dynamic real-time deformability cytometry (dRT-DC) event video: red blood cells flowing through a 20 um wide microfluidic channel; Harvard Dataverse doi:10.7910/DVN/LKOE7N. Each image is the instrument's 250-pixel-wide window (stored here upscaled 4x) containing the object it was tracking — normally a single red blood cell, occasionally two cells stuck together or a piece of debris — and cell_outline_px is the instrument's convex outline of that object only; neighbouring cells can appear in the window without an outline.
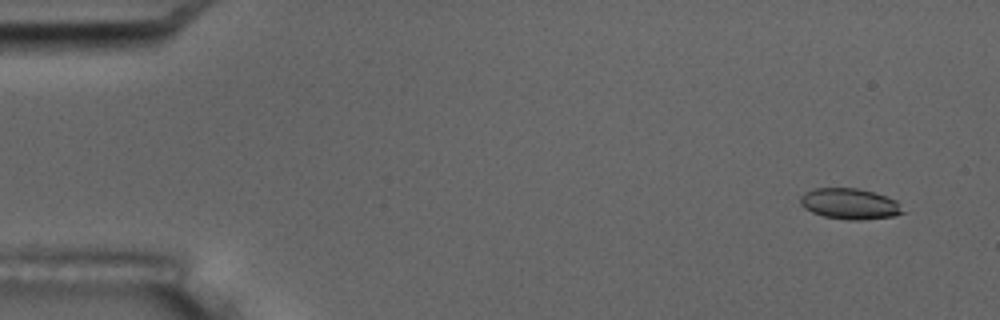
{"species": "common noctule bat (a hibernating species)", "species_latin": "Nyctalus noctula", "temperature_condition": "room temperature", "stored_images_in_passage": 6, "camera_frame_rate_fps": 3000, "um_per_image_px": 0.085, "animal": {"sex": "male", "body_mass_g": 17.5, "forearm_length_mm": 52.3}, "frame": {"image": 1, "passage_image": 2, "time_ms": 1.0, "image_size_px": [1000, 320], "cell_outline_px": [[904, 212], [896, 216], [860, 220], [848, 220], [824, 216], [812, 212], [804, 208], [800, 204], [800, 196], [804, 192], [816, 188], [856, 188], [872, 192], [896, 200]], "centroid_in_image_um": [72.2, 17.33], "position_along_channel_um": 12.8, "area_um2": 18.32}}